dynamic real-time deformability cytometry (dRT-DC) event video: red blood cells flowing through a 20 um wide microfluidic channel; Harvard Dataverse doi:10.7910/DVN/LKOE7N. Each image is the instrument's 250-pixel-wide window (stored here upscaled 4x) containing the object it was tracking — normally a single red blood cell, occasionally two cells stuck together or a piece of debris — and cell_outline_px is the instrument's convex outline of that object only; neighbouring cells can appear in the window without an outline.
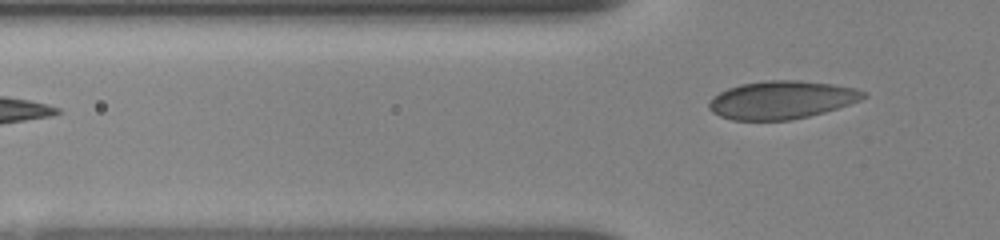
{"species": "human", "species_latin": "Homo sapiens", "temperature_condition": "room temperature", "stored_images_in_passage": 3, "segment_of_instrument_passage": [2, 2], "camera_frame_rate_fps": 3000, "um_per_image_px": 0.085, "donor": {"sex": "female"}, "frame": {"image": 1, "passage_image": 3, "time_ms": 2.0, "image_size_px": [1000, 240], "cell_outline_px": [[868, 96], [860, 100], [824, 112], [792, 120], [732, 120], [720, 116], [712, 112], [708, 108], [708, 104], [712, 96], [728, 88], [740, 84], [768, 80], [800, 80], [832, 84], [856, 88], [868, 92]], "centroid_in_image_um": [66.43, 8.48], "position_along_channel_um": 59.4, "area_um2": 34.33}}